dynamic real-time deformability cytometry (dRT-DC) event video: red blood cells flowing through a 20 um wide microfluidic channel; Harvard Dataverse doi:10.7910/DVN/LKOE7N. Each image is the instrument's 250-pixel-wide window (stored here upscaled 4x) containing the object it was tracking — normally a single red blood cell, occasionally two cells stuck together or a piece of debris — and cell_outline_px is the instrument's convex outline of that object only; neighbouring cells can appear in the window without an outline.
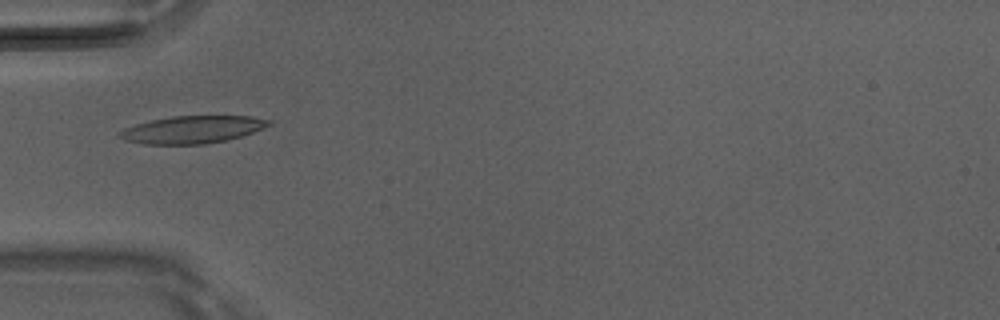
{"species": "Egyptian fruit bat (a non-hibernating species)", "species_latin": "Rousettus aegyptiacus", "temperature_condition": "room temperature", "stored_images_in_passage": 50, "camera_frame_rate_fps": 3000, "um_per_image_px": 0.085, "animal": {"sex": "male"}, "frame": {"image": 1, "passage_image": 17, "time_ms": 5.333, "image_size_px": [1000, 320], "cell_outline_px": [[272, 124], [264, 128], [228, 140], [204, 144], [144, 144], [124, 140], [116, 136], [116, 132], [124, 128], [136, 124], [152, 120], [172, 116], [252, 116], [272, 120]], "centroid_in_image_um": [16.33, 11.01], "position_along_channel_um": 68.7, "area_um2": 23.99}}
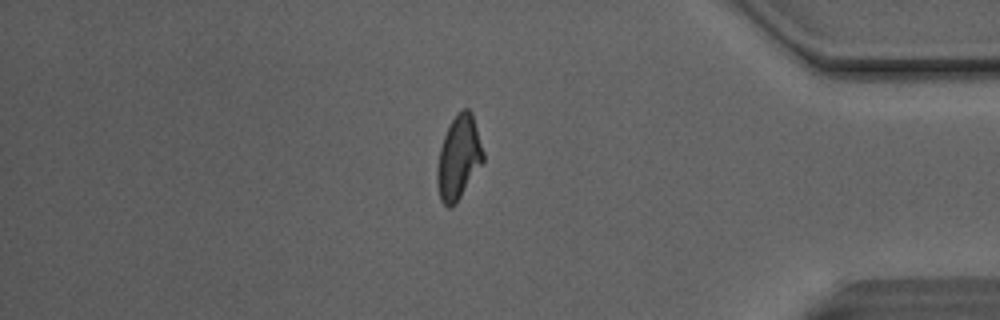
{"frame": {"image": 2, "passage_image": 43, "time_ms": 14.0, "image_size_px": [1000, 320], "cell_outline_px": [[484, 160], [456, 204], [452, 208], [448, 208], [440, 200], [436, 184], [436, 168], [440, 148], [444, 136], [456, 112], [464, 108], [468, 108], [472, 112], [484, 152]], "centroid_in_image_um": [38.97, 13.41], "position_along_channel_um": 396.2, "area_um2": 22.6}}
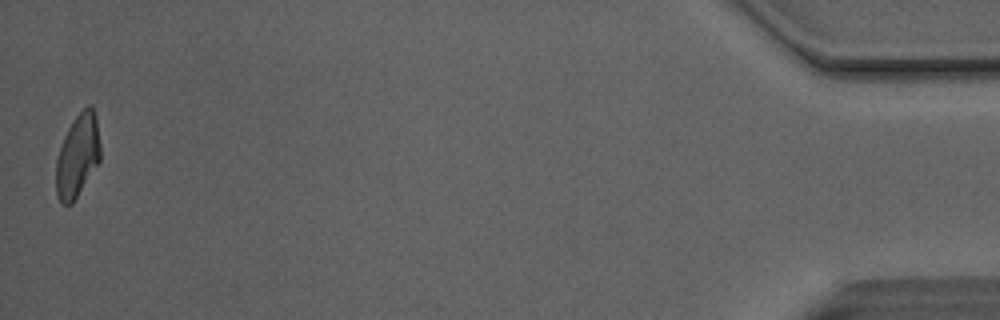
{"frame": {"image": 3, "passage_image": 50, "time_ms": 16.333, "image_size_px": [1000, 320], "cell_outline_px": [[100, 160], [72, 204], [60, 204], [56, 192], [56, 160], [64, 136], [68, 128], [76, 116], [88, 104], [92, 108], [96, 116], [100, 144]], "centroid_in_image_um": [6.59, 13.25], "position_along_channel_um": 428.6, "area_um2": 21.21}, "authors_computed_cell_mechanics": {"area_um2": 22.7732, "velocity_mm_per_s": 4.1297, "shape_relaxation_time_tau1_ms": 4.9097, "shape_relaxation_time_tau2_ms": 2.2658, "deformation_change_tau1": 0.1746, "deformation_change_tau2": 0.0858}}